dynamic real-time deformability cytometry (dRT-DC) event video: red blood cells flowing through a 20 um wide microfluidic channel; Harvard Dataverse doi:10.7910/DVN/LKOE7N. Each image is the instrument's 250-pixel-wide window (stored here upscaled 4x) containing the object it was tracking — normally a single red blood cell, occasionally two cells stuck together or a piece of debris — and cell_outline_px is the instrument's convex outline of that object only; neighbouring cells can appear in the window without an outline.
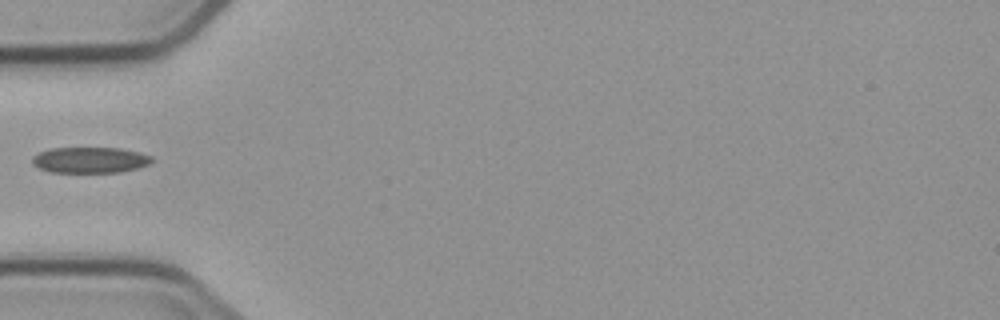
{"species": "common noctule bat (a hibernating species)", "species_latin": "Nyctalus noctula", "temperature_condition": "cold", "stored_images_in_passage": 4, "camera_frame_rate_fps": 3000, "um_per_image_px": 0.085, "animal": {"sex": "male", "body_mass_g": 23.1, "forearm_length_mm": 52.7}, "frame": {"image": 1, "passage_image": 3, "time_ms": 2.667, "image_size_px": [1000, 320], "cell_outline_px": [[152, 160], [148, 164], [140, 168], [120, 172], [48, 172], [32, 164], [32, 156], [40, 152], [52, 148], [120, 148], [140, 152], [152, 156]], "centroid_in_image_um": [7.66, 13.6], "position_along_channel_um": 77.3, "area_um2": 18.09}}
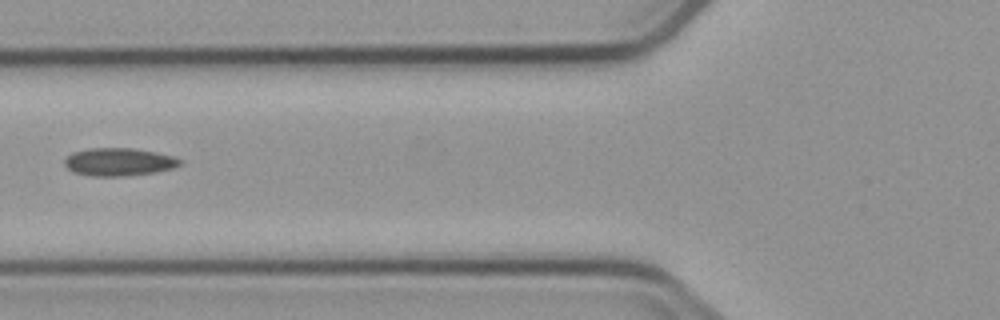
{"frame": {"image": 2, "passage_image": 4, "time_ms": 3.667, "image_size_px": [1000, 320], "cell_outline_px": [[180, 164], [172, 168], [156, 172], [124, 176], [88, 176], [72, 172], [64, 164], [64, 160], [72, 152], [88, 148], [132, 148], [156, 152], [172, 156], [180, 160]], "centroid_in_image_um": [10.05, 13.76], "position_along_channel_um": 115.8, "area_um2": 18.73}}